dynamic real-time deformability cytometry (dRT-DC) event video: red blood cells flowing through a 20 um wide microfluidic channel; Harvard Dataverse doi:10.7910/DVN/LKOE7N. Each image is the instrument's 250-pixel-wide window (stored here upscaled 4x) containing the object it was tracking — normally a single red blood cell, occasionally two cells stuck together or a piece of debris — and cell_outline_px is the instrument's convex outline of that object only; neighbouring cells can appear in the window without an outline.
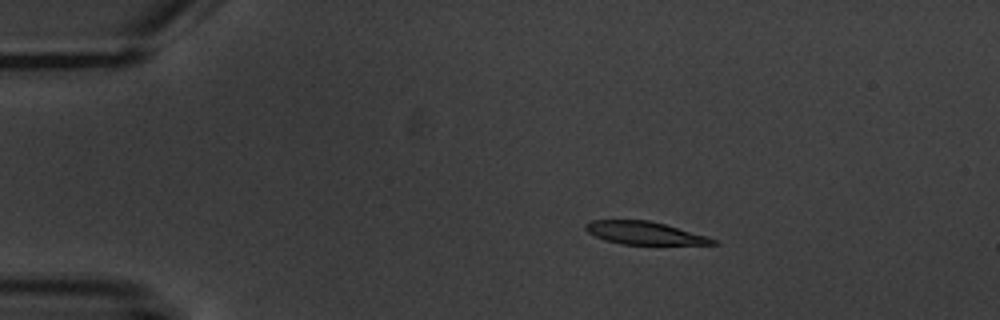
{"species": "common noctule bat (a hibernating species)", "species_latin": "Nyctalus noctula", "temperature_condition": "warm", "stored_images_in_passage": 5, "camera_frame_rate_fps": 3000, "um_per_image_px": 0.085, "animal": {"sex": "male", "body_mass_g": 20.1, "forearm_length_mm": 53.5}, "frame": {"image": 1, "passage_image": 3, "time_ms": 2.333, "image_size_px": [1000, 320], "cell_outline_px": [[720, 244], [620, 244], [604, 240], [588, 232], [584, 228], [584, 224], [592, 220], [648, 220], [664, 224], [708, 236], [716, 240]], "centroid_in_image_um": [54.76, 19.8], "position_along_channel_um": 30.2, "area_um2": 16.82}}